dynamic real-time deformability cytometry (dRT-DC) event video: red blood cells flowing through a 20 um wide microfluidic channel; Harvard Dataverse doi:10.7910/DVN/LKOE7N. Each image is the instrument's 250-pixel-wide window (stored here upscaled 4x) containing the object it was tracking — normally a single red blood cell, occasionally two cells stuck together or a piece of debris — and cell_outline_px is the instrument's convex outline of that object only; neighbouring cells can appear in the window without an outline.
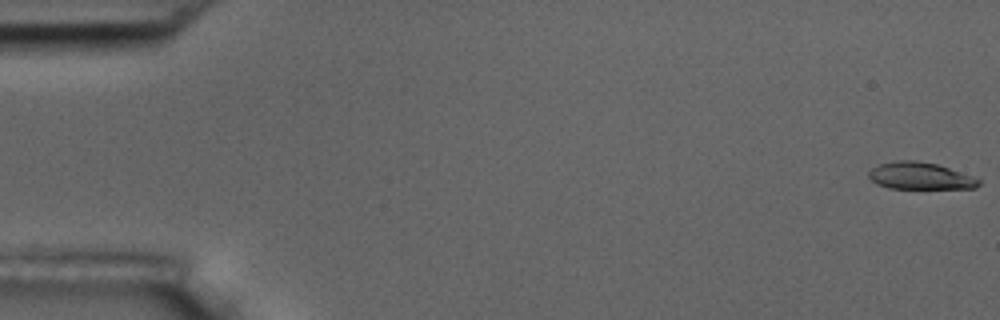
{"species": "common noctule bat (a hibernating species)", "species_latin": "Nyctalus noctula", "temperature_condition": "room temperature", "stored_images_in_passage": 9, "camera_frame_rate_fps": 3000, "um_per_image_px": 0.085, "animal": {"sex": "male", "body_mass_g": 17.5, "forearm_length_mm": 52.3}, "frame": {"image": 1, "passage_image": 1, "time_ms": 0.0, "image_size_px": [1000, 320], "cell_outline_px": [[980, 184], [976, 188], [888, 188], [876, 184], [868, 176], [868, 172], [872, 168], [880, 164], [896, 160], [916, 160], [936, 164], [948, 168], [980, 180]], "centroid_in_image_um": [78.15, 14.95], "position_along_channel_um": 6.8, "area_um2": 17.05}}
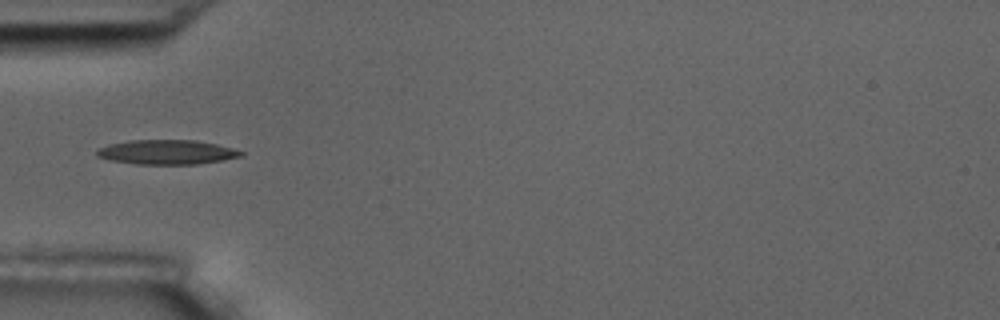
{"frame": {"image": 2, "passage_image": 6, "time_ms": 6.0, "image_size_px": [1000, 320], "cell_outline_px": [[244, 156], [196, 164], [136, 164], [112, 160], [96, 156], [96, 152], [100, 148], [108, 144], [128, 140], [196, 140], [216, 144], [232, 148], [244, 152]], "centroid_in_image_um": [14.18, 12.92], "position_along_channel_um": 70.8, "area_um2": 20.46}}
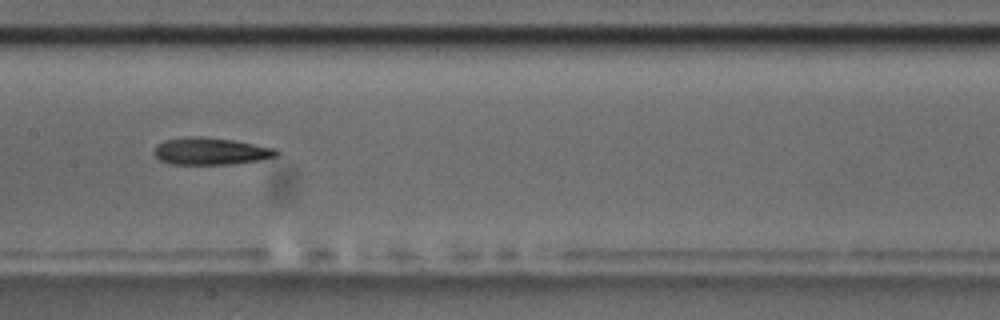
{"frame": {"image": 3, "passage_image": 9, "time_ms": 9.333, "image_size_px": [1000, 320], "cell_outline_px": [[280, 152], [276, 156], [260, 160], [232, 164], [172, 164], [160, 160], [152, 152], [156, 144], [164, 140], [188, 136], [200, 136], [232, 140], [276, 148]], "centroid_in_image_um": [17.88, 12.85], "position_along_channel_um": 189.5, "area_um2": 19.42}}